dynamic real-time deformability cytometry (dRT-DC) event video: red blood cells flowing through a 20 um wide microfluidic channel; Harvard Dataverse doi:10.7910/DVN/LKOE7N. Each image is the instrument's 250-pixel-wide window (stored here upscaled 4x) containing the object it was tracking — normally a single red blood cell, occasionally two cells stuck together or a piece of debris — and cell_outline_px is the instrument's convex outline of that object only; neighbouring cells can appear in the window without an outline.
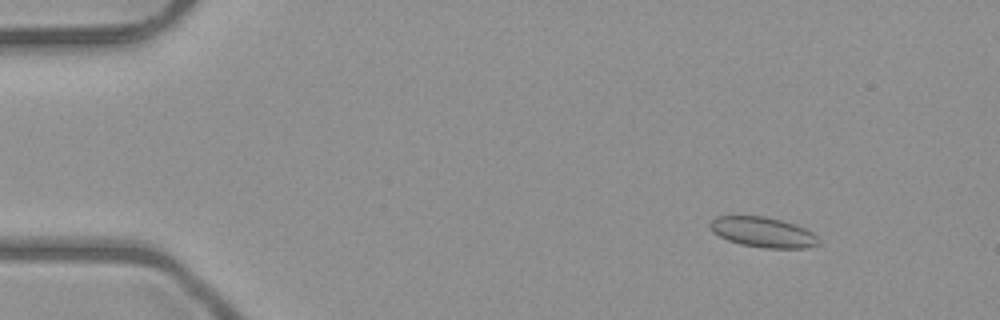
{"species": "common noctule bat (a hibernating species)", "species_latin": "Nyctalus noctula", "temperature_condition": "room temperature", "stored_images_in_passage": 51, "segment_of_instrument_passage": [1, 2], "camera_frame_rate_fps": 3000, "um_per_image_px": 0.085, "animal": {"sex": "male", "body_mass_g": 23.1, "forearm_length_mm": 52.7}, "frame": {"image": 1, "passage_image": 7, "time_ms": 2.0, "image_size_px": [1000, 320], "cell_outline_px": [[820, 244], [808, 248], [764, 248], [740, 244], [728, 240], [712, 232], [708, 228], [708, 224], [716, 216], [764, 216], [796, 224], [812, 232], [820, 240]], "centroid_in_image_um": [64.84, 19.74], "position_along_channel_um": 20.2, "area_um2": 19.25}}
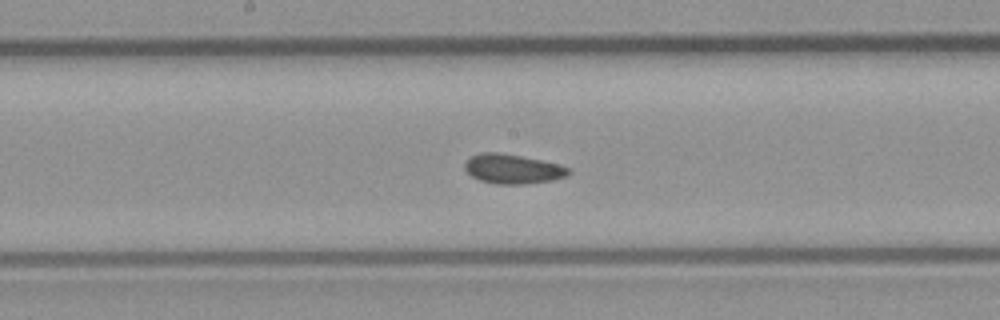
{"frame": {"image": 2, "passage_image": 28, "time_ms": 9.0, "image_size_px": [1000, 320], "cell_outline_px": [[572, 172], [568, 176], [552, 180], [524, 184], [496, 184], [480, 180], [472, 176], [464, 168], [464, 164], [472, 156], [480, 152], [500, 152], [560, 164], [572, 168]], "centroid_in_image_um": [43.63, 14.36], "position_along_channel_um": 204.6, "area_um2": 17.92}}
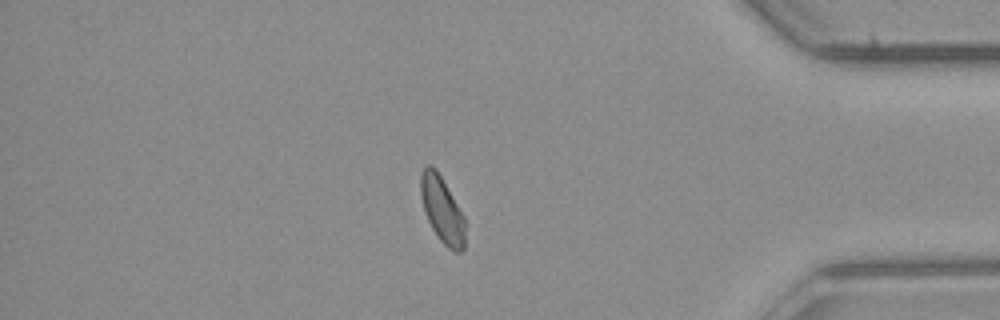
{"frame": {"image": 3, "passage_image": 45, "time_ms": 14.667, "image_size_px": [1000, 320], "cell_outline_px": [[464, 248], [460, 252], [456, 252], [448, 248], [436, 236], [424, 212], [420, 196], [420, 176], [424, 168], [428, 164], [432, 164], [436, 168], [464, 216]], "centroid_in_image_um": [37.55, 17.81], "position_along_channel_um": 397.6, "area_um2": 17.11}}